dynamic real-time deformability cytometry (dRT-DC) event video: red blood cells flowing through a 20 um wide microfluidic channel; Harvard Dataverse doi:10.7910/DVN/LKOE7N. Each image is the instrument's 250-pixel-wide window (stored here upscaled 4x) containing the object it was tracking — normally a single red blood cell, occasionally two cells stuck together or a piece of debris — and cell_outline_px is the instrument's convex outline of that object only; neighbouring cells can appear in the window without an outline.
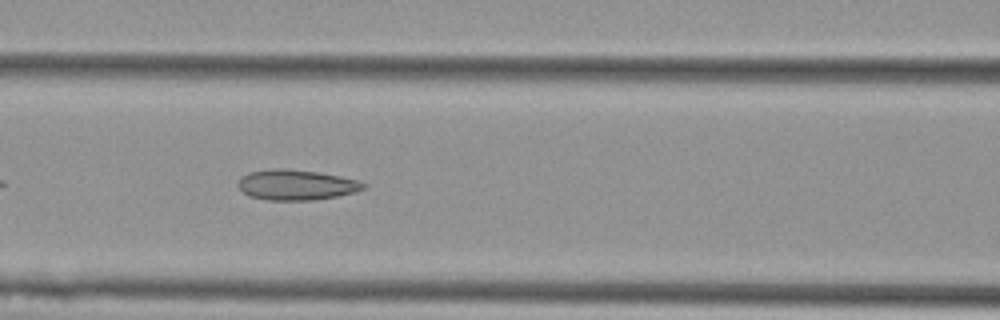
{"species": "Egyptian fruit bat (a non-hibernating species)", "species_latin": "Rousettus aegyptiacus", "temperature_condition": "cold", "stored_images_in_passage": 40, "camera_frame_rate_fps": 3000, "um_per_image_px": 0.085, "animal": {"sex": "female"}, "frame": {"image": 1, "passage_image": 9, "time_ms": 2.667, "image_size_px": [1000, 320], "cell_outline_px": [[368, 188], [336, 196], [312, 200], [268, 200], [248, 196], [236, 184], [240, 176], [248, 172], [272, 168], [284, 168], [320, 172], [360, 180], [368, 184]], "centroid_in_image_um": [25.18, 15.7], "position_along_channel_um": 141.4, "area_um2": 22.48}}
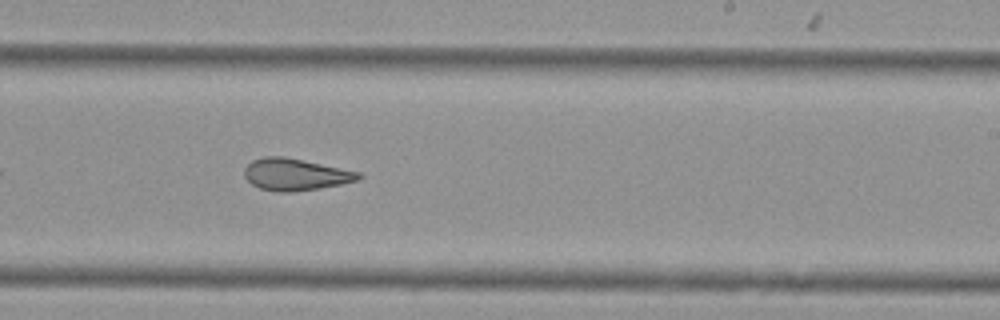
{"frame": {"image": 2, "passage_image": 19, "time_ms": 6.0, "image_size_px": [1000, 320], "cell_outline_px": [[364, 176], [360, 180], [320, 188], [292, 192], [276, 192], [260, 188], [252, 184], [244, 176], [244, 168], [252, 160], [264, 156], [284, 156], [304, 160], [360, 172]], "centroid_in_image_um": [25.11, 14.83], "position_along_channel_um": 263.9, "area_um2": 21.33}}
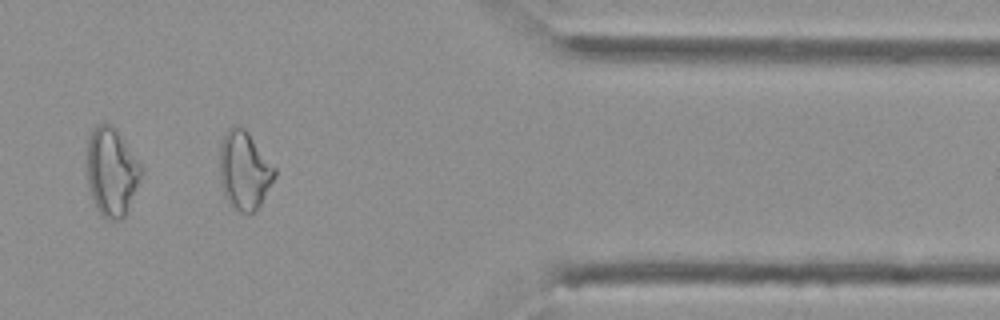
{"frame": {"image": 3, "passage_image": 31, "time_ms": 10.0, "image_size_px": [1000, 320], "cell_outline_px": [[276, 176], [260, 204], [252, 212], [240, 212], [224, 196], [220, 180], [220, 144], [228, 128], [236, 124], [244, 128], [248, 132], [276, 168]], "centroid_in_image_um": [20.76, 14.44], "position_along_channel_um": 390.6, "area_um2": 24.85}, "authors_computed_cell_mechanics": {"area_um2": 22.2819, "velocity_mm_per_s": 3.6903, "shape_relaxation_time_tau1_ms": null, "shape_relaxation_time_tau2_ms": 4.1081, "deformation_change_tau1": null, "deformation_change_tau2": 0.114}}